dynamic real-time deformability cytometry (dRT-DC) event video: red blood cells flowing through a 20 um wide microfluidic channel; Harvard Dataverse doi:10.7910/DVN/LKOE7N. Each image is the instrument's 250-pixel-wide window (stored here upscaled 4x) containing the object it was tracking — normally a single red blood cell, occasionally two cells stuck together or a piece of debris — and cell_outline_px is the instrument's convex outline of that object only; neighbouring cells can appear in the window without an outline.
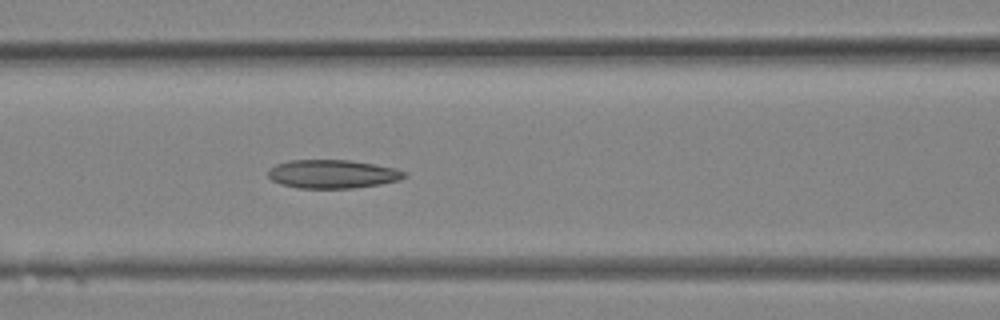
{"species": "Egyptian fruit bat (a non-hibernating species)", "species_latin": "Rousettus aegyptiacus", "temperature_condition": "room temperature", "stored_images_in_passage": 11, "camera_frame_rate_fps": 3000, "um_per_image_px": 0.085, "animal": {"sex": "female"}, "frame": {"image": 1, "passage_image": 11, "time_ms": 3.333, "image_size_px": [1000, 320], "cell_outline_px": [[408, 176], [400, 180], [380, 184], [352, 188], [296, 188], [280, 184], [272, 180], [268, 176], [268, 168], [276, 164], [288, 160], [348, 160], [396, 168], [408, 172]], "centroid_in_image_um": [28.26, 14.79], "position_along_channel_um": 138.3, "area_um2": 22.83}}